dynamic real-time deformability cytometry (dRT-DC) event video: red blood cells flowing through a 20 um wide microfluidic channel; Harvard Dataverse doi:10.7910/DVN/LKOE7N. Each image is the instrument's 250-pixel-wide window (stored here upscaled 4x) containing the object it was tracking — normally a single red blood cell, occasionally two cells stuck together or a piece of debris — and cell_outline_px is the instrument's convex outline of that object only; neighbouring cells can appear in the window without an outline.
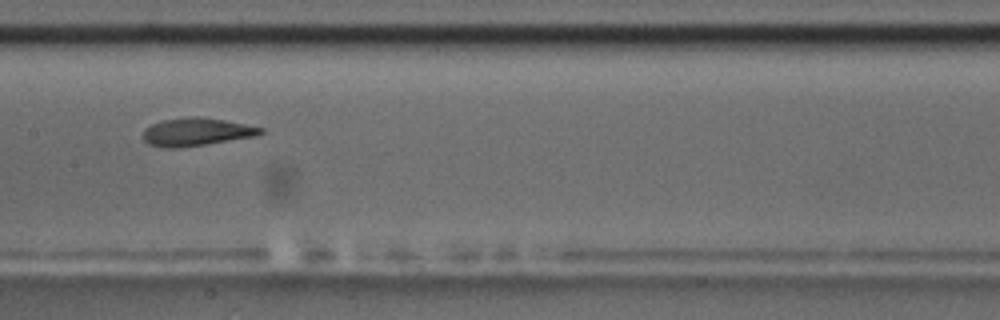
{"species": "common noctule bat (a hibernating species)", "species_latin": "Nyctalus noctula", "temperature_condition": "room temperature", "stored_images_in_passage": 11, "camera_frame_rate_fps": 3000, "um_per_image_px": 0.085, "animal": {"sex": "male", "body_mass_g": 17.5, "forearm_length_mm": 52.3}, "frame": {"image": 1, "passage_image": 4, "time_ms": 3.333, "image_size_px": [1000, 320], "cell_outline_px": [[264, 132], [256, 136], [204, 144], [176, 148], [164, 148], [148, 144], [144, 140], [144, 128], [160, 120], [192, 116], [196, 116], [224, 120], [264, 128]], "centroid_in_image_um": [16.67, 11.2], "position_along_channel_um": 190.7, "area_um2": 19.02}}
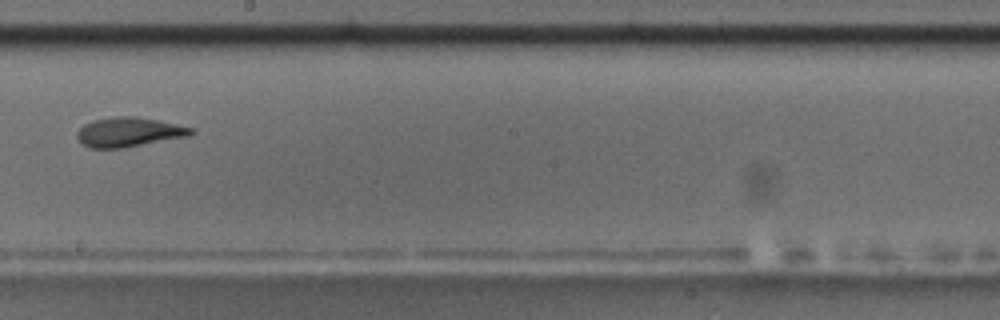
{"frame": {"image": 2, "passage_image": 5, "time_ms": 4.667, "image_size_px": [1000, 320], "cell_outline_px": [[196, 132], [188, 136], [124, 148], [88, 148], [80, 144], [76, 136], [76, 132], [84, 124], [92, 120], [112, 116], [136, 116], [196, 128]], "centroid_in_image_um": [10.93, 11.23], "position_along_channel_um": 237.3, "area_um2": 19.88}}